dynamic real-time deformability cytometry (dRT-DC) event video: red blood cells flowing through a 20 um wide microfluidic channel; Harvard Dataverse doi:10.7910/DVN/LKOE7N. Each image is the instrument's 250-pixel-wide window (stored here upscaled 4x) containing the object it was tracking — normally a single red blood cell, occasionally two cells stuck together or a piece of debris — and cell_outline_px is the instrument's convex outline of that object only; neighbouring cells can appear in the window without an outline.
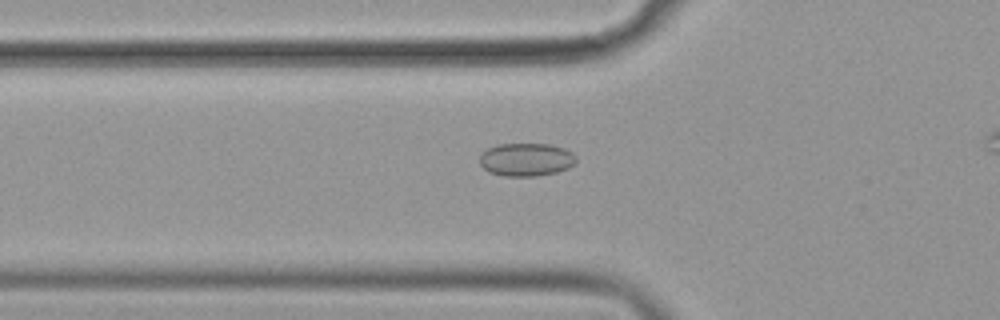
{"species": "common noctule bat (a hibernating species)", "species_latin": "Nyctalus noctula", "temperature_condition": "cold", "stored_images_in_passage": 33, "camera_frame_rate_fps": 3000, "um_per_image_px": 0.085, "animal": {"sex": "female", "body_mass_g": 19.9}, "frame": {"image": 1, "passage_image": 3, "time_ms": 0.667, "image_size_px": [1000, 320], "cell_outline_px": [[576, 160], [568, 168], [556, 172], [536, 176], [504, 176], [488, 172], [480, 164], [480, 156], [488, 148], [496, 144], [548, 144], [564, 148], [572, 152], [576, 156]], "centroid_in_image_um": [44.72, 13.56], "position_along_channel_um": 81.1, "area_um2": 18.55}}
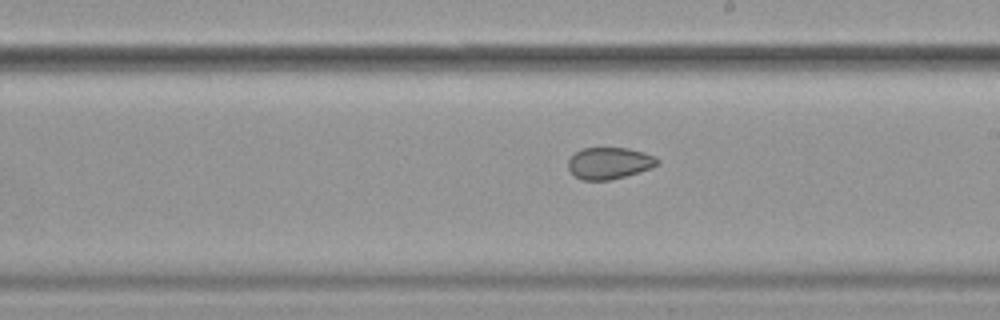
{"frame": {"image": 2, "passage_image": 16, "time_ms": 5.0, "image_size_px": [1000, 320], "cell_outline_px": [[660, 164], [652, 168], [624, 176], [608, 180], [584, 180], [576, 176], [568, 168], [568, 160], [576, 152], [584, 148], [628, 148], [644, 152], [656, 156], [660, 160]], "centroid_in_image_um": [51.84, 13.86], "position_along_channel_um": 237.2, "area_um2": 16.42}}
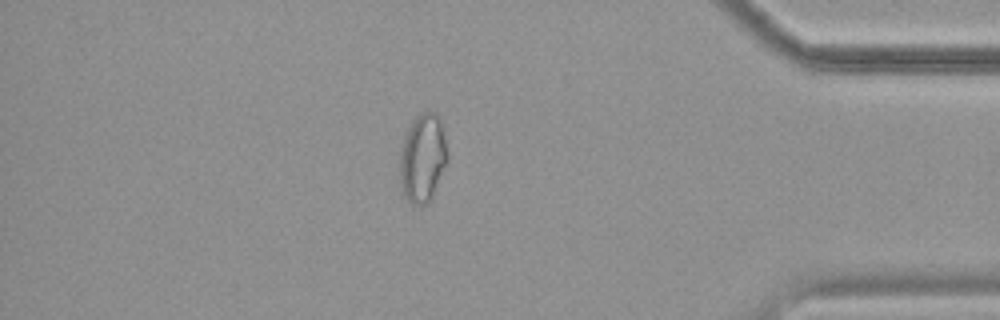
{"frame": {"image": 3, "passage_image": 32, "time_ms": 10.333, "image_size_px": [1000, 320], "cell_outline_px": [[448, 160], [432, 200], [428, 204], [412, 204], [404, 196], [400, 188], [400, 144], [404, 132], [412, 120], [416, 116], [424, 112], [436, 112], [440, 116], [444, 128], [448, 156]], "centroid_in_image_um": [35.93, 13.42], "position_along_channel_um": 399.3, "area_um2": 25.43}}